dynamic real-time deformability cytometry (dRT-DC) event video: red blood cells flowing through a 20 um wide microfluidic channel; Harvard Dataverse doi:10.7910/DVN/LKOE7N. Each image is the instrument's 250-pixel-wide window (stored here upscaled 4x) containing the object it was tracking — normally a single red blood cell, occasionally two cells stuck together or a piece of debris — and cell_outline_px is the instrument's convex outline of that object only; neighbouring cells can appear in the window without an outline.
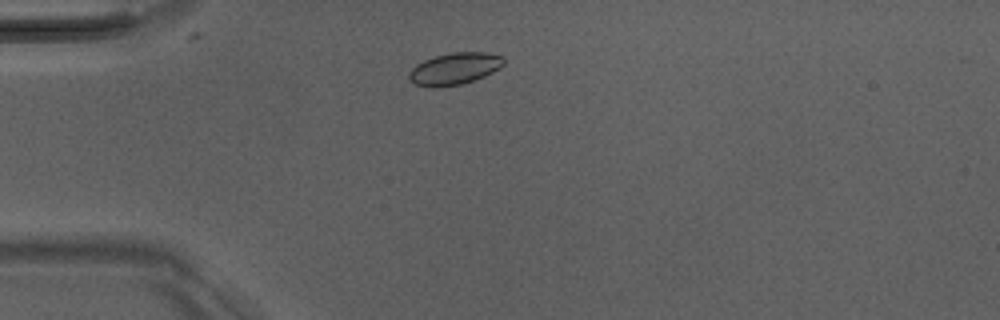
{"species": "Egyptian fruit bat (a non-hibernating species)", "species_latin": "Rousettus aegyptiacus", "temperature_condition": "room temperature", "stored_images_in_passage": 42, "camera_frame_rate_fps": 3000, "um_per_image_px": 0.085, "animal": {"sex": "male"}, "frame": {"image": 1, "passage_image": 5, "time_ms": 1.333, "image_size_px": [1000, 320], "cell_outline_px": [[504, 64], [500, 68], [484, 76], [460, 84], [436, 88], [432, 88], [416, 84], [408, 76], [408, 72], [416, 64], [424, 60], [436, 56], [452, 52], [484, 52], [504, 56]], "centroid_in_image_um": [38.64, 5.83], "position_along_channel_um": 46.4, "area_um2": 17.51}}
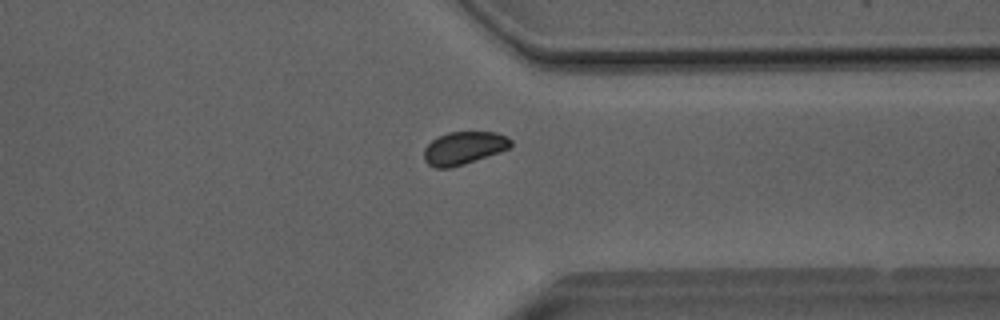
{"frame": {"image": 2, "passage_image": 31, "time_ms": 10.0, "image_size_px": [1000, 320], "cell_outline_px": [[512, 144], [508, 148], [464, 164], [452, 168], [436, 168], [428, 164], [424, 160], [424, 148], [432, 140], [448, 132], [496, 132], [508, 136], [512, 140]], "centroid_in_image_um": [39.41, 12.58], "position_along_channel_um": 372.0, "area_um2": 16.47}}
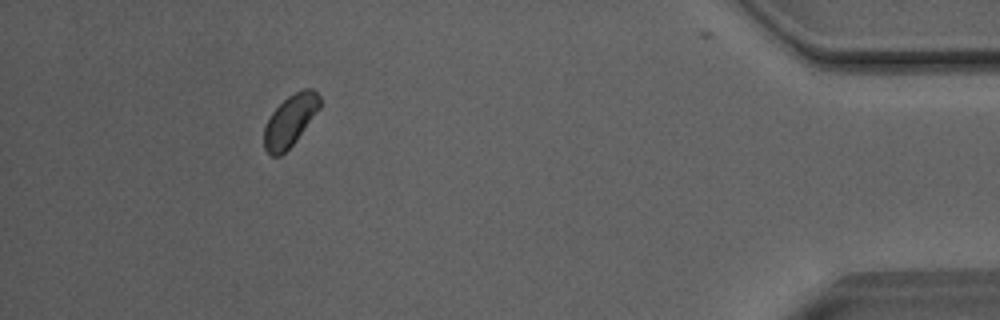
{"frame": {"image": 3, "passage_image": 38, "time_ms": 12.333, "image_size_px": [1000, 320], "cell_outline_px": [[320, 108], [296, 140], [280, 156], [272, 156], [264, 148], [264, 128], [272, 112], [288, 96], [304, 88], [312, 88], [320, 96]], "centroid_in_image_um": [24.67, 10.24], "position_along_channel_um": 410.5, "area_um2": 16.42}}